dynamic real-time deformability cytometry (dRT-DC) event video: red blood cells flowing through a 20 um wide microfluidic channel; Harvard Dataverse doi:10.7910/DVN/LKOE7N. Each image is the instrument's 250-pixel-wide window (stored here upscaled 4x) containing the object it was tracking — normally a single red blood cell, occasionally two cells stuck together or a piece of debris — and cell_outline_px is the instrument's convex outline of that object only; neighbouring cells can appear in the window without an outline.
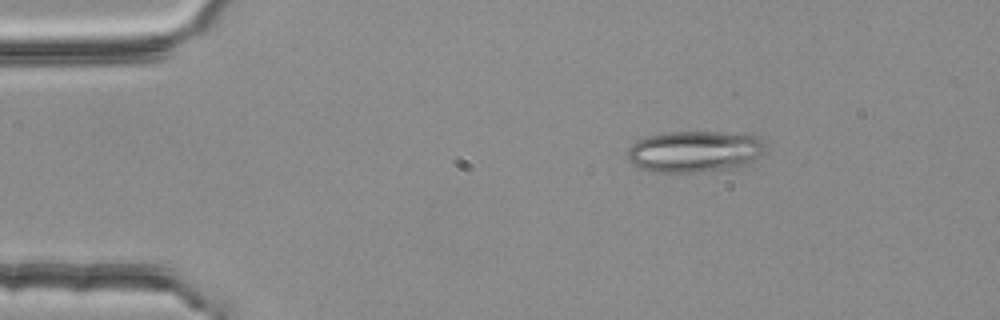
{"species": "common noctule bat (a hibernating species)", "species_latin": "Nyctalus noctula", "temperature_condition": "room temperature", "stored_images_in_passage": 5, "camera_frame_rate_fps": 3000, "um_per_image_px": 0.085, "animal": {"sex": "female", "body_mass_g": 25.1}, "frame": {"image": 1, "passage_image": 2, "time_ms": 0.333, "image_size_px": [1000, 320], "cell_outline_px": [[760, 152], [756, 160], [740, 168], [700, 172], [656, 172], [640, 168], [632, 164], [628, 160], [628, 148], [636, 140], [648, 136], [668, 132], [752, 132], [760, 136]], "centroid_in_image_um": [59.05, 12.87], "position_along_channel_um": 25.9, "area_um2": 33.7}}